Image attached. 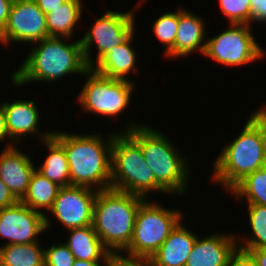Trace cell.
I'll list each match as a JSON object with an SVG mask.
<instances>
[{"label": "cell", "mask_w": 266, "mask_h": 266, "mask_svg": "<svg viewBox=\"0 0 266 266\" xmlns=\"http://www.w3.org/2000/svg\"><path fill=\"white\" fill-rule=\"evenodd\" d=\"M30 45L33 46L30 52L10 75V83L14 87L34 82L54 84L69 75L83 77L89 69L83 57L80 38L74 41L65 37H47Z\"/></svg>", "instance_id": "6da1fadb"}, {"label": "cell", "mask_w": 266, "mask_h": 266, "mask_svg": "<svg viewBox=\"0 0 266 266\" xmlns=\"http://www.w3.org/2000/svg\"><path fill=\"white\" fill-rule=\"evenodd\" d=\"M63 131L54 130L52 136L66 152L70 185L85 186L97 191L109 189L114 130L107 135L99 130L98 133L93 131L90 134Z\"/></svg>", "instance_id": "7a4b0ae2"}, {"label": "cell", "mask_w": 266, "mask_h": 266, "mask_svg": "<svg viewBox=\"0 0 266 266\" xmlns=\"http://www.w3.org/2000/svg\"><path fill=\"white\" fill-rule=\"evenodd\" d=\"M129 123L125 125L123 132H127L140 145L156 182L173 197H182L189 192L187 187L191 178L190 158L186 157L184 152L182 154L178 146L171 142L161 129L151 124L149 126V122L137 123V120L135 122L133 119L129 120Z\"/></svg>", "instance_id": "3957f363"}, {"label": "cell", "mask_w": 266, "mask_h": 266, "mask_svg": "<svg viewBox=\"0 0 266 266\" xmlns=\"http://www.w3.org/2000/svg\"><path fill=\"white\" fill-rule=\"evenodd\" d=\"M244 128L225 144L212 164L210 181L229 192L239 181L266 166V124L254 111Z\"/></svg>", "instance_id": "277c9868"}, {"label": "cell", "mask_w": 266, "mask_h": 266, "mask_svg": "<svg viewBox=\"0 0 266 266\" xmlns=\"http://www.w3.org/2000/svg\"><path fill=\"white\" fill-rule=\"evenodd\" d=\"M145 200L111 188L98 191L92 225L114 257H118L129 246L138 209Z\"/></svg>", "instance_id": "5b68a950"}, {"label": "cell", "mask_w": 266, "mask_h": 266, "mask_svg": "<svg viewBox=\"0 0 266 266\" xmlns=\"http://www.w3.org/2000/svg\"><path fill=\"white\" fill-rule=\"evenodd\" d=\"M114 130L111 149V189L149 198L153 192L170 196L155 180L140 145L127 133Z\"/></svg>", "instance_id": "8992f818"}, {"label": "cell", "mask_w": 266, "mask_h": 266, "mask_svg": "<svg viewBox=\"0 0 266 266\" xmlns=\"http://www.w3.org/2000/svg\"><path fill=\"white\" fill-rule=\"evenodd\" d=\"M182 212L165 208L158 199H146L138 209L131 242L118 258L146 263L183 220Z\"/></svg>", "instance_id": "52a82bcc"}, {"label": "cell", "mask_w": 266, "mask_h": 266, "mask_svg": "<svg viewBox=\"0 0 266 266\" xmlns=\"http://www.w3.org/2000/svg\"><path fill=\"white\" fill-rule=\"evenodd\" d=\"M84 76L86 81L76 97V104L78 103L82 112L113 120H118L120 115L125 114L132 104L135 81L108 78L92 68Z\"/></svg>", "instance_id": "ba28073f"}, {"label": "cell", "mask_w": 266, "mask_h": 266, "mask_svg": "<svg viewBox=\"0 0 266 266\" xmlns=\"http://www.w3.org/2000/svg\"><path fill=\"white\" fill-rule=\"evenodd\" d=\"M148 0H138L132 11L106 10L91 23L92 27L80 38L83 57L92 68L110 49L125 42L136 30L135 12ZM96 45V57L92 56V47ZM95 59V60H94Z\"/></svg>", "instance_id": "9c48e42d"}, {"label": "cell", "mask_w": 266, "mask_h": 266, "mask_svg": "<svg viewBox=\"0 0 266 266\" xmlns=\"http://www.w3.org/2000/svg\"><path fill=\"white\" fill-rule=\"evenodd\" d=\"M216 36L207 34L203 56L224 67H244L265 58L266 52L255 38L250 24H228ZM209 35V36H208Z\"/></svg>", "instance_id": "30bf717a"}, {"label": "cell", "mask_w": 266, "mask_h": 266, "mask_svg": "<svg viewBox=\"0 0 266 266\" xmlns=\"http://www.w3.org/2000/svg\"><path fill=\"white\" fill-rule=\"evenodd\" d=\"M98 191L85 187L70 185L61 187L48 215L45 227L52 228L51 216L59 221L63 229L82 228L93 224L94 204Z\"/></svg>", "instance_id": "8fae6325"}, {"label": "cell", "mask_w": 266, "mask_h": 266, "mask_svg": "<svg viewBox=\"0 0 266 266\" xmlns=\"http://www.w3.org/2000/svg\"><path fill=\"white\" fill-rule=\"evenodd\" d=\"M49 37L46 14L34 0H14L8 20L0 30V43L7 49L12 43L26 46ZM26 43V44H25ZM7 46V47H6Z\"/></svg>", "instance_id": "7c38bea8"}, {"label": "cell", "mask_w": 266, "mask_h": 266, "mask_svg": "<svg viewBox=\"0 0 266 266\" xmlns=\"http://www.w3.org/2000/svg\"><path fill=\"white\" fill-rule=\"evenodd\" d=\"M45 232V216L21 201L0 209V238L8 239L2 245L39 242Z\"/></svg>", "instance_id": "4fadbf2b"}, {"label": "cell", "mask_w": 266, "mask_h": 266, "mask_svg": "<svg viewBox=\"0 0 266 266\" xmlns=\"http://www.w3.org/2000/svg\"><path fill=\"white\" fill-rule=\"evenodd\" d=\"M6 115V127L9 138L16 144L23 145L27 140V136L35 135L40 141L50 138L53 135L51 129L42 131V118L40 107L31 99H16L11 101H1ZM50 130V131H49ZM40 133V134H39ZM37 136V137H36ZM25 138V139H24Z\"/></svg>", "instance_id": "5bb4252c"}, {"label": "cell", "mask_w": 266, "mask_h": 266, "mask_svg": "<svg viewBox=\"0 0 266 266\" xmlns=\"http://www.w3.org/2000/svg\"><path fill=\"white\" fill-rule=\"evenodd\" d=\"M236 232L217 231L205 237L197 236L185 266H227L238 248Z\"/></svg>", "instance_id": "9a60e30c"}, {"label": "cell", "mask_w": 266, "mask_h": 266, "mask_svg": "<svg viewBox=\"0 0 266 266\" xmlns=\"http://www.w3.org/2000/svg\"><path fill=\"white\" fill-rule=\"evenodd\" d=\"M18 146L4 147L1 150L0 178L20 201L27 193L36 165L33 159L27 153L22 152Z\"/></svg>", "instance_id": "2e32d148"}, {"label": "cell", "mask_w": 266, "mask_h": 266, "mask_svg": "<svg viewBox=\"0 0 266 266\" xmlns=\"http://www.w3.org/2000/svg\"><path fill=\"white\" fill-rule=\"evenodd\" d=\"M206 22L204 18L193 13L192 10L183 8V6L179 7V21L174 43L175 60L189 57L192 53L200 52L203 56L208 34L205 30Z\"/></svg>", "instance_id": "e0dca14e"}, {"label": "cell", "mask_w": 266, "mask_h": 266, "mask_svg": "<svg viewBox=\"0 0 266 266\" xmlns=\"http://www.w3.org/2000/svg\"><path fill=\"white\" fill-rule=\"evenodd\" d=\"M181 220L160 248L146 262L147 266H185L198 233L184 226ZM192 230V231H191Z\"/></svg>", "instance_id": "ac0fdd59"}, {"label": "cell", "mask_w": 266, "mask_h": 266, "mask_svg": "<svg viewBox=\"0 0 266 266\" xmlns=\"http://www.w3.org/2000/svg\"><path fill=\"white\" fill-rule=\"evenodd\" d=\"M134 32L125 42L110 49L93 67L98 74L108 78L133 81L130 74L137 73Z\"/></svg>", "instance_id": "d6986e66"}, {"label": "cell", "mask_w": 266, "mask_h": 266, "mask_svg": "<svg viewBox=\"0 0 266 266\" xmlns=\"http://www.w3.org/2000/svg\"><path fill=\"white\" fill-rule=\"evenodd\" d=\"M68 237L64 242L75 259L87 261H111L114 256L103 245L93 225L66 230Z\"/></svg>", "instance_id": "ffe728a7"}, {"label": "cell", "mask_w": 266, "mask_h": 266, "mask_svg": "<svg viewBox=\"0 0 266 266\" xmlns=\"http://www.w3.org/2000/svg\"><path fill=\"white\" fill-rule=\"evenodd\" d=\"M84 0H67L60 7L46 14L49 37H65L73 39L79 22L83 20ZM84 4V5H83Z\"/></svg>", "instance_id": "44dd1931"}, {"label": "cell", "mask_w": 266, "mask_h": 266, "mask_svg": "<svg viewBox=\"0 0 266 266\" xmlns=\"http://www.w3.org/2000/svg\"><path fill=\"white\" fill-rule=\"evenodd\" d=\"M40 144L47 148L48 154L36 170L60 187L70 186L69 164L64 147L53 136L40 141Z\"/></svg>", "instance_id": "7402d4cb"}, {"label": "cell", "mask_w": 266, "mask_h": 266, "mask_svg": "<svg viewBox=\"0 0 266 266\" xmlns=\"http://www.w3.org/2000/svg\"><path fill=\"white\" fill-rule=\"evenodd\" d=\"M60 188L35 169L30 178L27 193L20 201L46 216V211L48 213L51 210Z\"/></svg>", "instance_id": "603a6c76"}, {"label": "cell", "mask_w": 266, "mask_h": 266, "mask_svg": "<svg viewBox=\"0 0 266 266\" xmlns=\"http://www.w3.org/2000/svg\"><path fill=\"white\" fill-rule=\"evenodd\" d=\"M40 242L0 246V266H45Z\"/></svg>", "instance_id": "cb8c5ba5"}, {"label": "cell", "mask_w": 266, "mask_h": 266, "mask_svg": "<svg viewBox=\"0 0 266 266\" xmlns=\"http://www.w3.org/2000/svg\"><path fill=\"white\" fill-rule=\"evenodd\" d=\"M229 193L236 202L266 206V166L245 176Z\"/></svg>", "instance_id": "d4e9b609"}, {"label": "cell", "mask_w": 266, "mask_h": 266, "mask_svg": "<svg viewBox=\"0 0 266 266\" xmlns=\"http://www.w3.org/2000/svg\"><path fill=\"white\" fill-rule=\"evenodd\" d=\"M249 231L251 234H245L239 238L236 236L238 248L240 249H258L266 248V206L258 204H246ZM247 235V236H246Z\"/></svg>", "instance_id": "484cf974"}, {"label": "cell", "mask_w": 266, "mask_h": 266, "mask_svg": "<svg viewBox=\"0 0 266 266\" xmlns=\"http://www.w3.org/2000/svg\"><path fill=\"white\" fill-rule=\"evenodd\" d=\"M179 21V8L174 12L168 11L163 12L161 16L156 18L155 22L152 23V32L158 41L163 45L164 57L174 59V43L177 34Z\"/></svg>", "instance_id": "4316f807"}, {"label": "cell", "mask_w": 266, "mask_h": 266, "mask_svg": "<svg viewBox=\"0 0 266 266\" xmlns=\"http://www.w3.org/2000/svg\"><path fill=\"white\" fill-rule=\"evenodd\" d=\"M220 13L229 24L251 25V0H217Z\"/></svg>", "instance_id": "83f0119b"}, {"label": "cell", "mask_w": 266, "mask_h": 266, "mask_svg": "<svg viewBox=\"0 0 266 266\" xmlns=\"http://www.w3.org/2000/svg\"><path fill=\"white\" fill-rule=\"evenodd\" d=\"M45 266H73L74 255L63 242L44 248Z\"/></svg>", "instance_id": "f1b7e54d"}, {"label": "cell", "mask_w": 266, "mask_h": 266, "mask_svg": "<svg viewBox=\"0 0 266 266\" xmlns=\"http://www.w3.org/2000/svg\"><path fill=\"white\" fill-rule=\"evenodd\" d=\"M254 23L266 25V0H251V26Z\"/></svg>", "instance_id": "f546056e"}, {"label": "cell", "mask_w": 266, "mask_h": 266, "mask_svg": "<svg viewBox=\"0 0 266 266\" xmlns=\"http://www.w3.org/2000/svg\"><path fill=\"white\" fill-rule=\"evenodd\" d=\"M227 266H256L247 251L237 248L230 256Z\"/></svg>", "instance_id": "4dcf8cb0"}, {"label": "cell", "mask_w": 266, "mask_h": 266, "mask_svg": "<svg viewBox=\"0 0 266 266\" xmlns=\"http://www.w3.org/2000/svg\"><path fill=\"white\" fill-rule=\"evenodd\" d=\"M19 200L9 190L8 186L0 178V209L10 207Z\"/></svg>", "instance_id": "1f68e13d"}, {"label": "cell", "mask_w": 266, "mask_h": 266, "mask_svg": "<svg viewBox=\"0 0 266 266\" xmlns=\"http://www.w3.org/2000/svg\"><path fill=\"white\" fill-rule=\"evenodd\" d=\"M4 140L7 141L8 144H6L4 147H11L13 145H16L10 138L6 127V115L3 108L2 102H0V145L1 143H6Z\"/></svg>", "instance_id": "d6a6232c"}, {"label": "cell", "mask_w": 266, "mask_h": 266, "mask_svg": "<svg viewBox=\"0 0 266 266\" xmlns=\"http://www.w3.org/2000/svg\"><path fill=\"white\" fill-rule=\"evenodd\" d=\"M242 250L250 254L256 266H266V248Z\"/></svg>", "instance_id": "836d02e7"}, {"label": "cell", "mask_w": 266, "mask_h": 266, "mask_svg": "<svg viewBox=\"0 0 266 266\" xmlns=\"http://www.w3.org/2000/svg\"><path fill=\"white\" fill-rule=\"evenodd\" d=\"M37 6L45 13H49L52 9L60 7L67 0H34Z\"/></svg>", "instance_id": "e575fe53"}, {"label": "cell", "mask_w": 266, "mask_h": 266, "mask_svg": "<svg viewBox=\"0 0 266 266\" xmlns=\"http://www.w3.org/2000/svg\"><path fill=\"white\" fill-rule=\"evenodd\" d=\"M14 0H0V30L4 27Z\"/></svg>", "instance_id": "d590c367"}, {"label": "cell", "mask_w": 266, "mask_h": 266, "mask_svg": "<svg viewBox=\"0 0 266 266\" xmlns=\"http://www.w3.org/2000/svg\"><path fill=\"white\" fill-rule=\"evenodd\" d=\"M106 266H147L145 262L126 261L114 257Z\"/></svg>", "instance_id": "8d00e7d4"}, {"label": "cell", "mask_w": 266, "mask_h": 266, "mask_svg": "<svg viewBox=\"0 0 266 266\" xmlns=\"http://www.w3.org/2000/svg\"><path fill=\"white\" fill-rule=\"evenodd\" d=\"M110 261H87L76 259L73 266H106Z\"/></svg>", "instance_id": "74e56055"}, {"label": "cell", "mask_w": 266, "mask_h": 266, "mask_svg": "<svg viewBox=\"0 0 266 266\" xmlns=\"http://www.w3.org/2000/svg\"><path fill=\"white\" fill-rule=\"evenodd\" d=\"M258 115H259V117L265 122V124H266V105L265 104H263V105H261V107L259 108L258 107V109L257 110H254Z\"/></svg>", "instance_id": "f35d334b"}]
</instances>
